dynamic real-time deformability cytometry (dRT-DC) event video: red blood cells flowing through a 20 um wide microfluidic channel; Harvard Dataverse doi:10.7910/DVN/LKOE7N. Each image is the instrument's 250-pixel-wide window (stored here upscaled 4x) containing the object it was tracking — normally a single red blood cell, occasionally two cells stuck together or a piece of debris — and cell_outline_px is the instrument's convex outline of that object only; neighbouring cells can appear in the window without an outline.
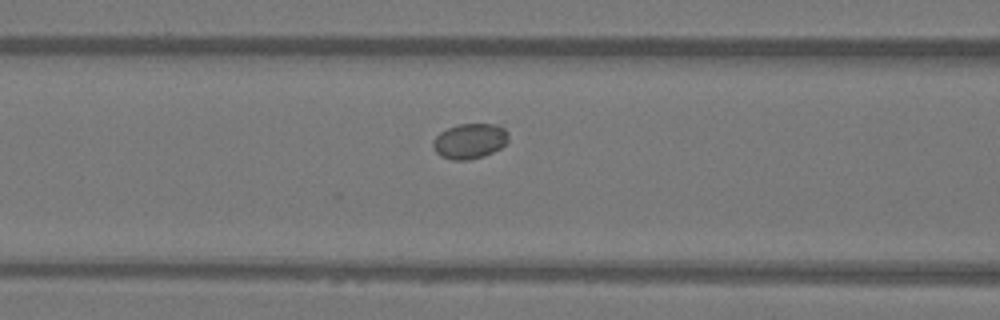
{"species": "Egyptian fruit bat (a non-hibernating species)", "species_latin": "Rousettus aegyptiacus", "temperature_condition": "warm", "stored_images_in_passage": 6, "camera_frame_rate_fps": 3000, "um_per_image_px": 0.085, "animal": {"sex": "female"}, "frame": {"image": 1, "passage_image": 6, "time_ms": 1.667, "image_size_px": [1000, 320], "cell_outline_px": [[508, 140], [500, 148], [484, 156], [468, 160], [452, 160], [440, 156], [436, 152], [432, 144], [432, 140], [440, 132], [448, 128], [460, 124], [500, 124], [508, 132]], "centroid_in_image_um": [39.92, 11.99], "position_along_channel_um": 126.7, "area_um2": 15.55}}